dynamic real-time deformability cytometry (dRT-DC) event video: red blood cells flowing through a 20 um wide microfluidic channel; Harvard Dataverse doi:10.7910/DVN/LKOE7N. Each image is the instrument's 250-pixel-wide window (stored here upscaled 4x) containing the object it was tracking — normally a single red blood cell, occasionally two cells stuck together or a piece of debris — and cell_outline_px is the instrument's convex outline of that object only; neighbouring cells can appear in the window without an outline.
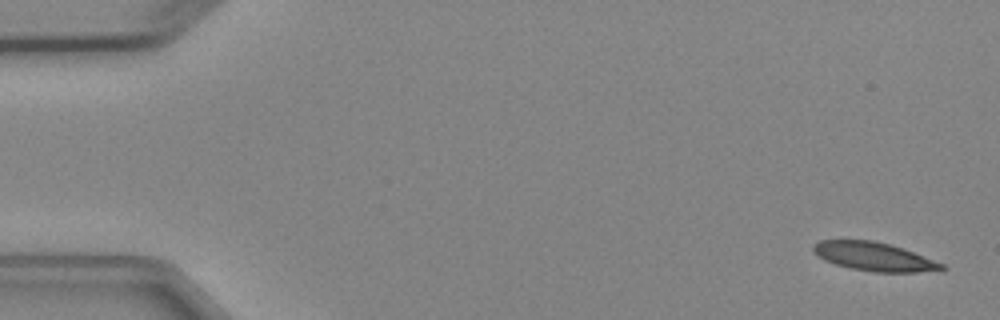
{"species": "Egyptian fruit bat (a non-hibernating species)", "species_latin": "Rousettus aegyptiacus", "temperature_condition": "cold", "stored_images_in_passage": 6, "camera_frame_rate_fps": 3000, "um_per_image_px": 0.085, "animal": {"sex": "female"}, "frame": {"image": 1, "passage_image": 1, "time_ms": 0.0, "image_size_px": [1000, 320], "cell_outline_px": [[948, 268], [916, 272], [876, 272], [852, 268], [836, 264], [824, 260], [816, 256], [812, 248], [812, 244], [820, 240], [872, 240], [888, 244], [912, 252], [944, 264]], "centroid_in_image_um": [74.22, 21.8], "position_along_channel_um": 10.8, "area_um2": 21.04}}
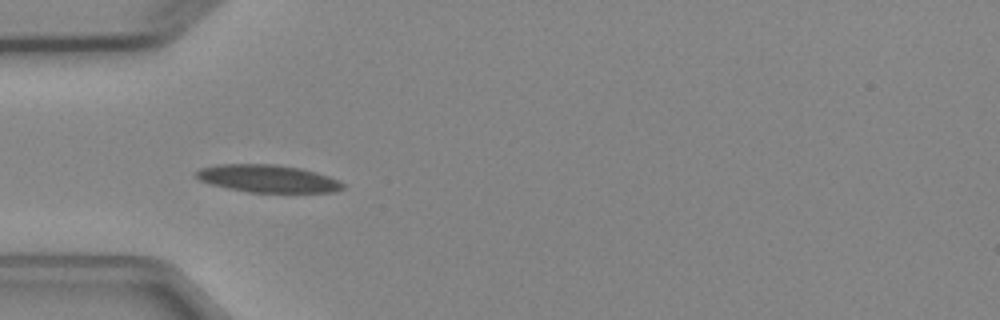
{"frame": {"image": 2, "passage_image": 5, "time_ms": 4.667, "image_size_px": [1000, 320], "cell_outline_px": [[344, 188], [336, 192], [248, 192], [228, 188], [212, 184], [200, 180], [196, 176], [196, 172], [200, 168], [216, 164], [276, 164], [300, 168], [316, 172], [328, 176], [344, 184]], "centroid_in_image_um": [22.76, 15.17], "position_along_channel_um": 62.2, "area_um2": 23.41}}